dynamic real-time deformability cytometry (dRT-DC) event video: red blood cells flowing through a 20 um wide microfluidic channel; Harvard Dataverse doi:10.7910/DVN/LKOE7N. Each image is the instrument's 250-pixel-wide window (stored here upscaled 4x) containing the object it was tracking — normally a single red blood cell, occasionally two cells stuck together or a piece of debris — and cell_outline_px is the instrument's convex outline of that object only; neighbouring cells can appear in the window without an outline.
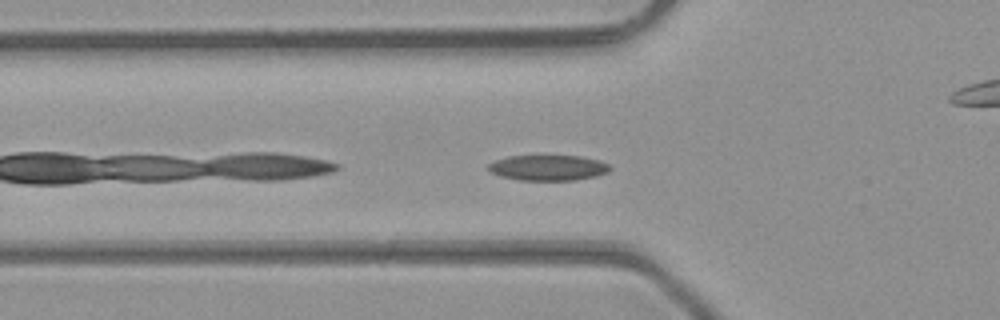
{"species": "common noctule bat (a hibernating species)", "species_latin": "Nyctalus noctula", "temperature_condition": "room temperature", "stored_images_in_passage": 22, "camera_frame_rate_fps": 3000, "um_per_image_px": 0.085, "animal": {"sex": "male", "body_mass_g": 23.1, "forearm_length_mm": 52.7}, "frame": {"image": 1, "passage_image": 2, "time_ms": 0.333, "image_size_px": [1000, 320], "cell_outline_px": [[612, 168], [608, 172], [596, 176], [576, 180], [520, 180], [500, 176], [492, 172], [488, 168], [488, 164], [496, 160], [508, 156], [580, 156], [600, 160], [608, 164]], "centroid_in_image_um": [46.62, 14.26], "position_along_channel_um": 79.2, "area_um2": 18.03}}
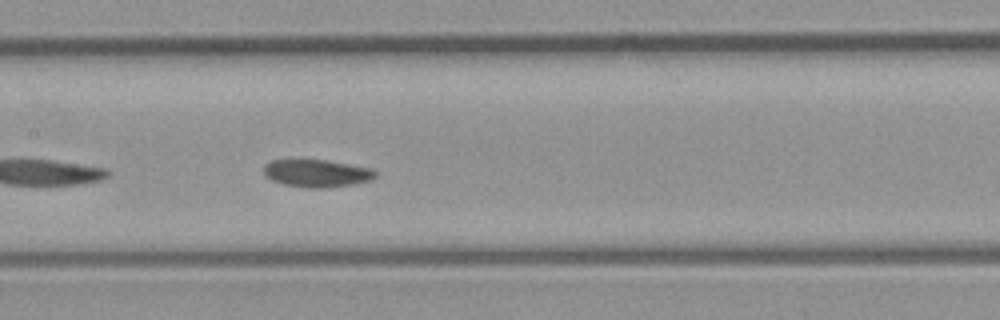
{"frame": {"image": 2, "passage_image": 9, "time_ms": 2.667, "image_size_px": [1000, 320], "cell_outline_px": [[376, 176], [368, 180], [352, 184], [324, 188], [308, 188], [284, 184], [272, 180], [264, 176], [264, 164], [272, 160], [328, 160], [372, 168], [376, 172]], "centroid_in_image_um": [26.9, 14.72], "position_along_channel_um": 180.5, "area_um2": 17.86}}
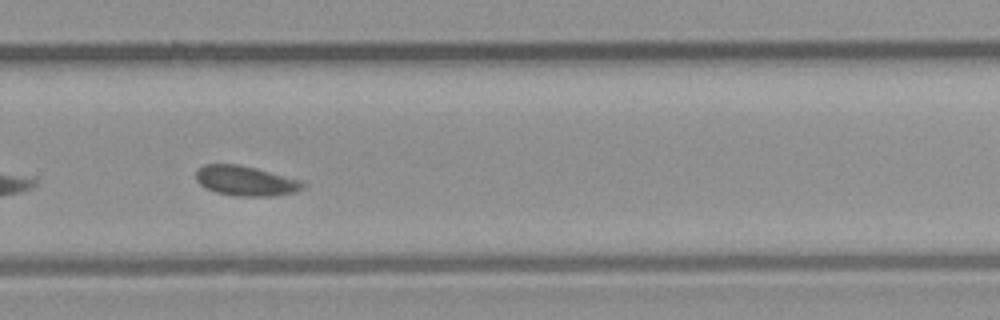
{"frame": {"image": 3, "passage_image": 18, "time_ms": 5.667, "image_size_px": [1000, 320], "cell_outline_px": [[304, 188], [296, 192], [268, 196], [232, 196], [216, 192], [204, 188], [196, 180], [196, 172], [204, 164], [236, 164], [256, 168], [304, 180]], "centroid_in_image_um": [20.9, 15.37], "position_along_channel_um": 308.9, "area_um2": 18.79}, "authors_computed_cell_mechanics": {"area_um2": 18.3804, "velocity_mm_per_s": 4.2946, "shape_relaxation_time_tau1_ms": 1.9979, "shape_relaxation_time_tau2_ms": 1.8422, "deformation_change_tau1": 0.0635, "deformation_change_tau2": 0.0581}}